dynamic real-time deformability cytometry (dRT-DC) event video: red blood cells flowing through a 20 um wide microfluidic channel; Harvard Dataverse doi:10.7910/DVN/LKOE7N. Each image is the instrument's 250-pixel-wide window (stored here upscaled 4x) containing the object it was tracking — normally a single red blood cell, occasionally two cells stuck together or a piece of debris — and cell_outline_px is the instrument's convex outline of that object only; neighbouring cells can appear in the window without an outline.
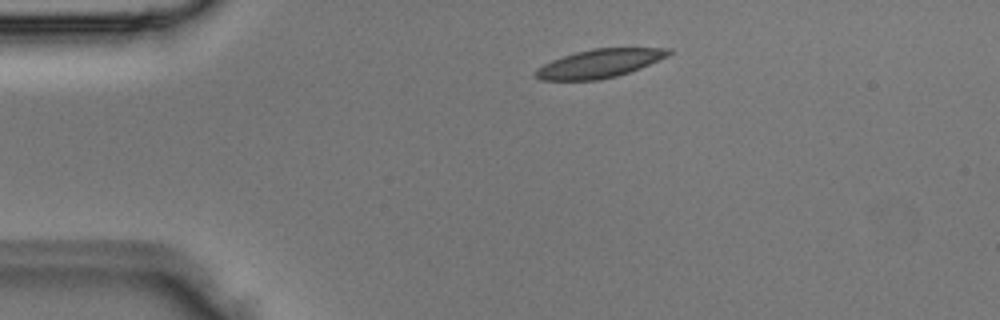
{"species": "Egyptian fruit bat (a non-hibernating species)", "species_latin": "Rousettus aegyptiacus", "temperature_condition": "room temperature", "stored_images_in_passage": 3, "camera_frame_rate_fps": 3000, "um_per_image_px": 0.085, "animal": {"sex": "male"}, "frame": {"image": 1, "passage_image": 1, "time_ms": 0.0, "image_size_px": [1000, 320], "cell_outline_px": [[672, 52], [668, 56], [640, 68], [616, 76], [600, 80], [540, 80], [532, 76], [532, 72], [536, 68], [552, 60], [576, 52], [592, 48], [672, 48]], "centroid_in_image_um": [50.91, 5.4], "position_along_channel_um": 34.1, "area_um2": 22.14}}
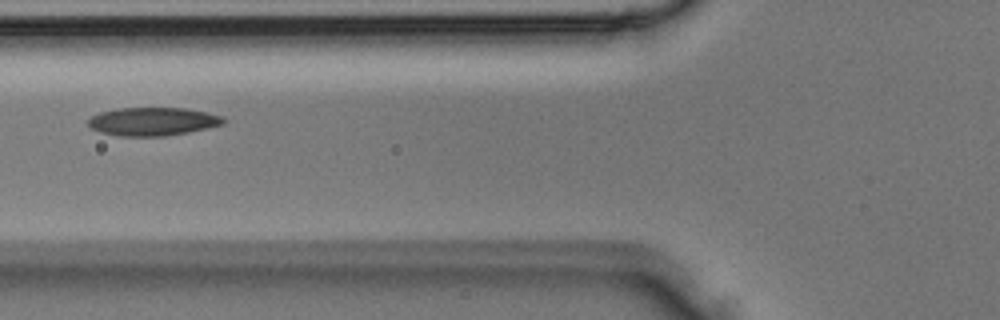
{"frame": {"image": 2, "passage_image": 3, "time_ms": 0.667, "image_size_px": [1000, 320], "cell_outline_px": [[228, 120], [224, 124], [208, 128], [188, 132], [164, 136], [120, 136], [100, 132], [92, 128], [88, 124], [88, 120], [92, 116], [100, 112], [116, 108], [184, 108], [208, 112], [224, 116]], "centroid_in_image_um": [13.04, 10.32], "position_along_channel_um": 112.8, "area_um2": 22.43}}